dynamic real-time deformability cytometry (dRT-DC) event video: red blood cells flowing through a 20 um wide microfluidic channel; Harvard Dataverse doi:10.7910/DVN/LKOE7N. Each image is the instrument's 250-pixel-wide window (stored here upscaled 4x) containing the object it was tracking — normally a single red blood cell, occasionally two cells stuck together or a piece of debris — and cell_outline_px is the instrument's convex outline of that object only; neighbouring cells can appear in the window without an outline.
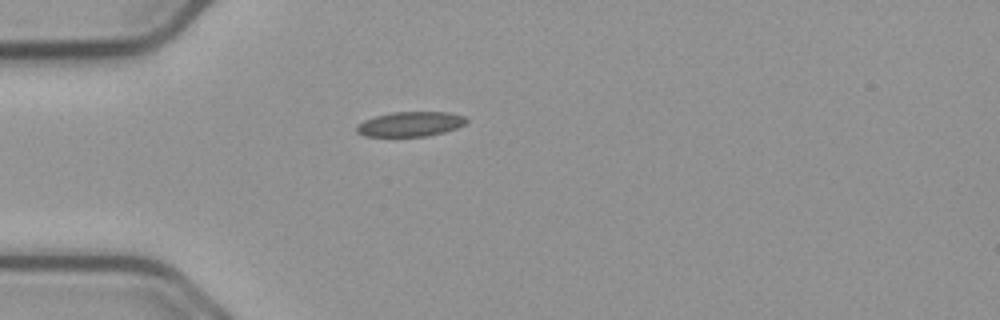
{"species": "common noctule bat (a hibernating species)", "species_latin": "Nyctalus noctula", "temperature_condition": "cold", "stored_images_in_passage": 41, "camera_frame_rate_fps": 3000, "um_per_image_px": 0.085, "animal": {"sex": "male", "body_mass_g": 23.1, "forearm_length_mm": 52.7}, "frame": {"image": 1, "passage_image": 1, "time_ms": 0.0, "image_size_px": [1000, 320], "cell_outline_px": [[468, 120], [464, 124], [456, 128], [444, 132], [428, 136], [364, 136], [356, 132], [356, 124], [364, 120], [376, 116], [392, 112], [448, 112], [464, 116]], "centroid_in_image_um": [34.86, 10.54], "position_along_channel_um": 50.1, "area_um2": 15.84}}
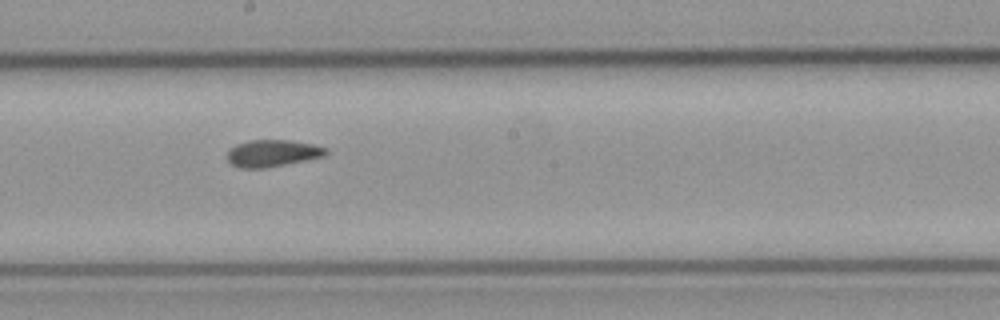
{"frame": {"image": 2, "passage_image": 16, "time_ms": 5.0, "image_size_px": [1000, 320], "cell_outline_px": [[328, 152], [324, 156], [264, 168], [240, 168], [232, 164], [228, 160], [228, 152], [236, 144], [248, 140], [288, 140], [312, 144], [328, 148]], "centroid_in_image_um": [23.16, 13.01], "position_along_channel_um": 225.0, "area_um2": 15.26}}
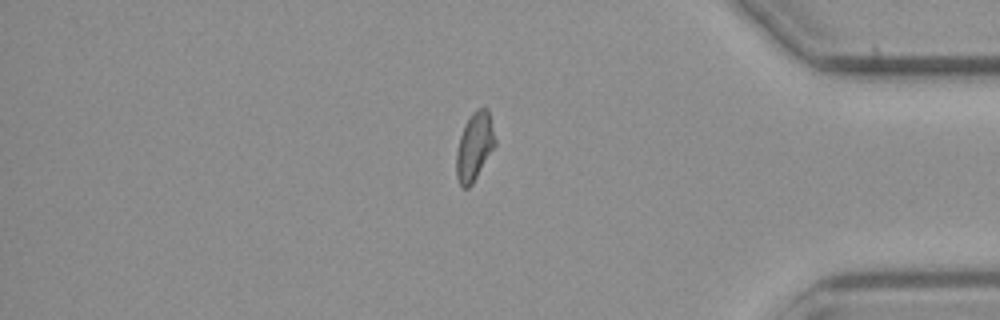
{"frame": {"image": 3, "passage_image": 32, "time_ms": 10.333, "image_size_px": [1000, 320], "cell_outline_px": [[496, 144], [472, 184], [468, 188], [464, 188], [460, 184], [456, 176], [456, 152], [460, 136], [464, 124], [472, 112], [480, 108], [488, 108], [496, 140]], "centroid_in_image_um": [40.32, 12.44], "position_along_channel_um": 394.9, "area_um2": 15.32}, "authors_computed_cell_mechanics": {"area_um2": 15.4904, "velocity_mm_per_s": 3.7323, "shape_relaxation_time_tau1_ms": 11.0847, "shape_relaxation_time_tau2_ms": 2.7613, "deformation_change_tau1": 0.1678, "deformation_change_tau2": 0.0805}}